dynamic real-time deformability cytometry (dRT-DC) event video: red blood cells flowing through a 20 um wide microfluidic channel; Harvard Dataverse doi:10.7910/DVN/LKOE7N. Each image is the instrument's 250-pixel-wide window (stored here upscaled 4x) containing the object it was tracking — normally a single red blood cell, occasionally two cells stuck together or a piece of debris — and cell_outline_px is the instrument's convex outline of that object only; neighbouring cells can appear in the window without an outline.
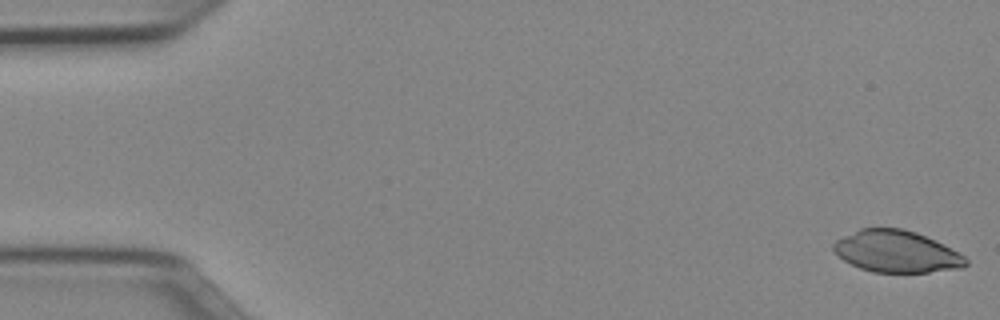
{"species": "Egyptian fruit bat (a non-hibernating species)", "species_latin": "Rousettus aegyptiacus", "temperature_condition": "cold", "stored_images_in_passage": 51, "camera_frame_rate_fps": 3000, "um_per_image_px": 0.085, "animal": {"sex": "female"}, "frame": {"image": 1, "passage_image": 1, "time_ms": 0.0, "image_size_px": [1000, 320], "cell_outline_px": [[968, 264], [964, 268], [928, 272], [872, 272], [860, 268], [844, 260], [832, 248], [832, 244], [836, 240], [860, 228], [904, 228], [916, 232], [944, 244], [960, 252], [968, 260]], "centroid_in_image_um": [76.24, 21.38], "position_along_channel_um": 8.8, "area_um2": 32.31}}
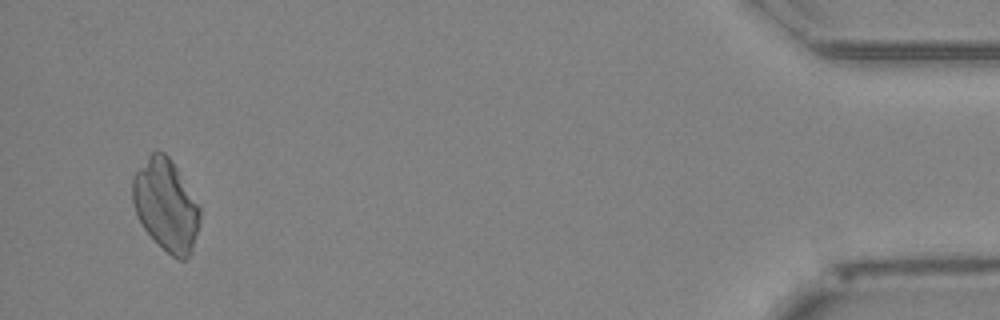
{"frame": {"image": 2, "passage_image": 49, "time_ms": 16.0, "image_size_px": [1000, 320], "cell_outline_px": [[200, 224], [192, 252], [184, 260], [180, 260], [172, 256], [144, 228], [132, 204], [132, 176], [148, 156], [156, 148], [164, 152], [168, 156], [200, 204]], "centroid_in_image_um": [14.12, 17.41], "position_along_channel_um": 421.1, "area_um2": 35.95}}